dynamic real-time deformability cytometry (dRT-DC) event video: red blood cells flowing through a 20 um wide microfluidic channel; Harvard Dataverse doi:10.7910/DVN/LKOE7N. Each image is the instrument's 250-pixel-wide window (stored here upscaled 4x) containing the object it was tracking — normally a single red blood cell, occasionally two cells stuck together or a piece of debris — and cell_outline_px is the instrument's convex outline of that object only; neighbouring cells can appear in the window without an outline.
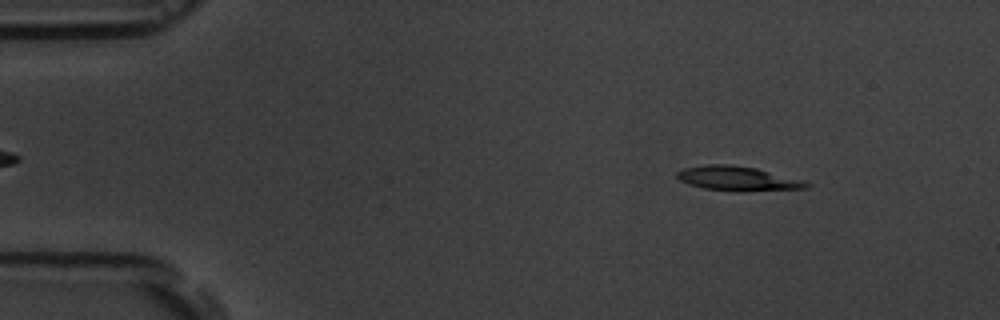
{"species": "common noctule bat (a hibernating species)", "species_latin": "Nyctalus noctula", "temperature_condition": "room temperature", "stored_images_in_passage": 16, "camera_frame_rate_fps": 3000, "um_per_image_px": 0.085, "animal": {"sex": "male", "body_mass_g": 19.5, "forearm_length_mm": 54.6}, "frame": {"image": 1, "passage_image": 2, "time_ms": 1.0, "image_size_px": [1000, 320], "cell_outline_px": [[812, 184], [808, 188], [744, 192], [736, 192], [704, 188], [688, 184], [680, 180], [676, 176], [676, 172], [684, 168], [708, 164], [732, 164], [756, 168], [804, 180]], "centroid_in_image_um": [62.74, 15.18], "position_along_channel_um": 22.3, "area_um2": 18.73}}
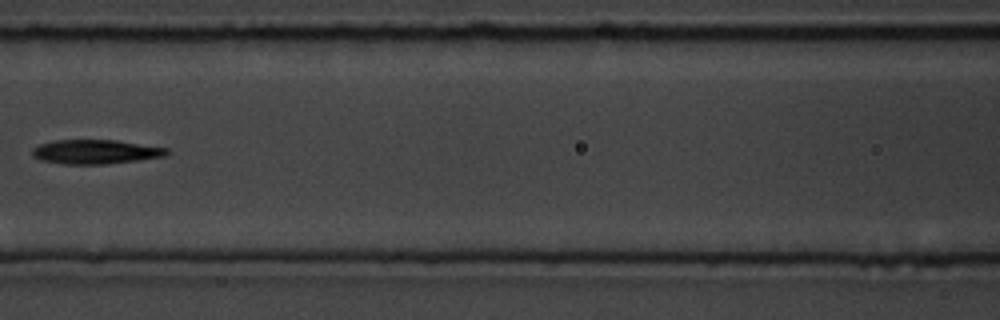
{"frame": {"image": 2, "passage_image": 7, "time_ms": 7.0, "image_size_px": [1000, 320], "cell_outline_px": [[172, 152], [168, 156], [140, 160], [104, 164], [64, 164], [44, 160], [32, 156], [32, 148], [40, 144], [56, 140], [116, 140], [168, 148]], "centroid_in_image_um": [8.2, 12.9], "position_along_channel_um": 158.4, "area_um2": 19.07}}
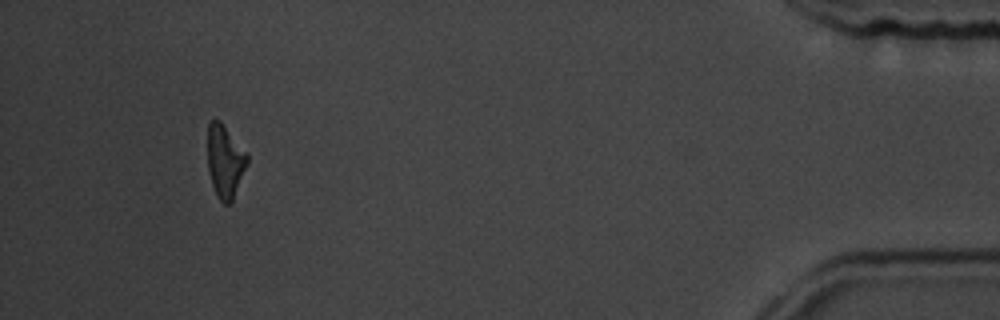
{"frame": {"image": 3, "passage_image": 15, "time_ms": 16.0, "image_size_px": [1000, 320], "cell_outline_px": [[248, 164], [232, 204], [224, 204], [216, 196], [212, 184], [208, 168], [208, 124], [212, 120], [220, 120], [248, 152]], "centroid_in_image_um": [19.16, 13.73], "position_along_channel_um": 416.0, "area_um2": 17.22}, "authors_computed_cell_mechanics": {"area_um2": 18.2937, "velocity_mm_per_s": 3.6374, "shape_relaxation_time_tau1_ms": 6.1431, "shape_relaxation_time_tau2_ms": null, "deformation_change_tau1": 0.1696, "deformation_change_tau2": null}}